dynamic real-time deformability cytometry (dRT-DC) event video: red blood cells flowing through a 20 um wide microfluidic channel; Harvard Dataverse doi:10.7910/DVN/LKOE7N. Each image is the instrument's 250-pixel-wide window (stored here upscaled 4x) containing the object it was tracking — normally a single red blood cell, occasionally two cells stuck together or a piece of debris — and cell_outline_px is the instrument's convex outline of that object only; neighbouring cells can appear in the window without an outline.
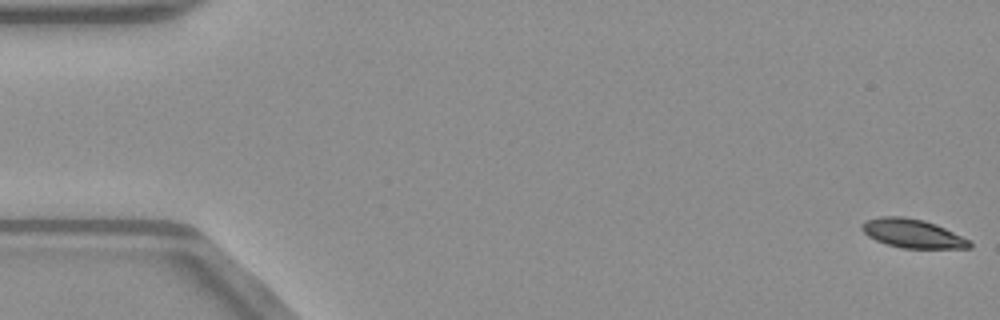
{"species": "common noctule bat (a hibernating species)", "species_latin": "Nyctalus noctula", "temperature_condition": "warm", "stored_images_in_passage": 37, "camera_frame_rate_fps": 3000, "um_per_image_px": 0.085, "animal": {"sex": "male", "body_mass_g": 23.1, "forearm_length_mm": 52.7}, "frame": {"image": 1, "passage_image": 1, "time_ms": 0.0, "image_size_px": [1000, 320], "cell_outline_px": [[972, 248], [900, 248], [876, 240], [868, 236], [860, 228], [860, 224], [864, 220], [880, 216], [904, 216], [924, 220], [936, 224], [972, 240]], "centroid_in_image_um": [77.57, 19.83], "position_along_channel_um": 7.4, "area_um2": 18.32}}
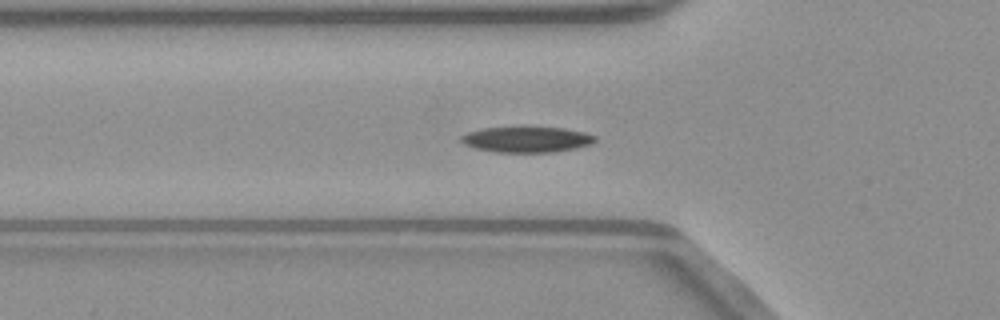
{"frame": {"image": 2, "passage_image": 18, "time_ms": 5.667, "image_size_px": [1000, 320], "cell_outline_px": [[596, 140], [592, 144], [552, 152], [496, 152], [476, 148], [464, 144], [460, 140], [460, 136], [468, 132], [484, 128], [520, 124], [524, 124], [564, 128], [584, 132], [596, 136]], "centroid_in_image_um": [44.75, 11.8], "position_along_channel_um": 81.1, "area_um2": 20.87}}
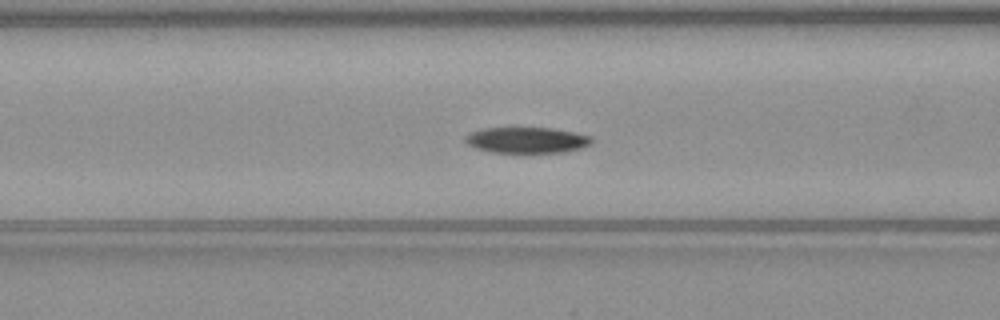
{"frame": {"image": 3, "passage_image": 21, "time_ms": 6.667, "image_size_px": [1000, 320], "cell_outline_px": [[592, 144], [580, 148], [564, 152], [492, 152], [476, 148], [468, 144], [464, 140], [464, 136], [468, 132], [484, 128], [552, 128], [576, 132], [592, 136]], "centroid_in_image_um": [44.78, 11.9], "position_along_channel_um": 121.8, "area_um2": 19.13}}